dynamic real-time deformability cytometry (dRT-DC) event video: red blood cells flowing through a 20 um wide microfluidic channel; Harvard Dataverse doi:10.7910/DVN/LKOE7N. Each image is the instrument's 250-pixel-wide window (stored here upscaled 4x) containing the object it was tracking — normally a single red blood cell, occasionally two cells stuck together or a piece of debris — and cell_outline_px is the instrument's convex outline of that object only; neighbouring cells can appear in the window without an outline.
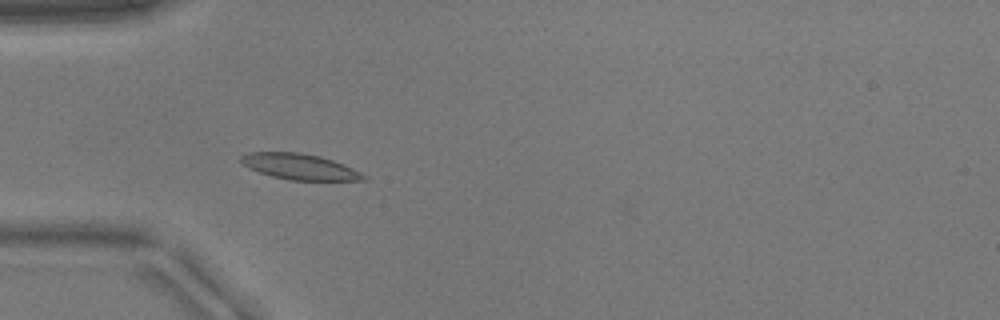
{"species": "common noctule bat (a hibernating species)", "species_latin": "Nyctalus noctula", "temperature_condition": "warm", "stored_images_in_passage": 51, "camera_frame_rate_fps": 3000, "um_per_image_px": 0.085, "animal": {"sex": "male", "body_mass_g": 17.9}, "frame": {"image": 1, "passage_image": 15, "time_ms": 4.667, "image_size_px": [1000, 320], "cell_outline_px": [[368, 180], [288, 180], [272, 176], [248, 168], [240, 164], [240, 156], [248, 152], [300, 152], [320, 156], [332, 160], [352, 168], [368, 176]], "centroid_in_image_um": [25.44, 14.16], "position_along_channel_um": 59.6, "area_um2": 18.5}}
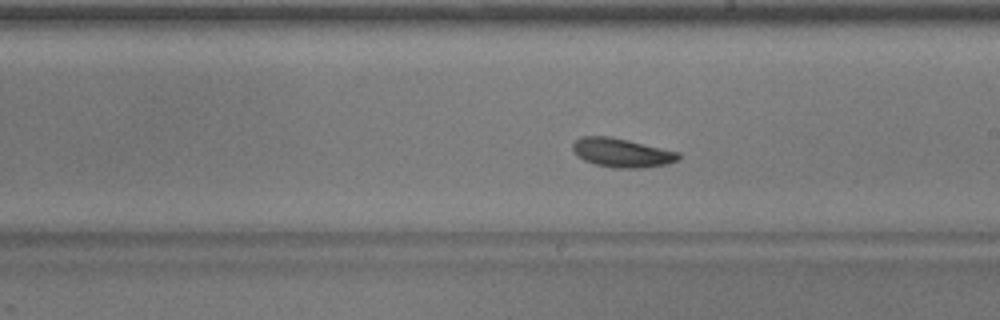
{"frame": {"image": 2, "passage_image": 29, "time_ms": 9.333, "image_size_px": [1000, 320], "cell_outline_px": [[680, 156], [676, 160], [668, 164], [644, 168], [612, 168], [596, 164], [584, 160], [576, 156], [572, 148], [572, 144], [576, 140], [584, 136], [608, 136], [628, 140], [680, 152]], "centroid_in_image_um": [52.85, 12.99], "position_along_channel_um": 236.2, "area_um2": 17.86}}
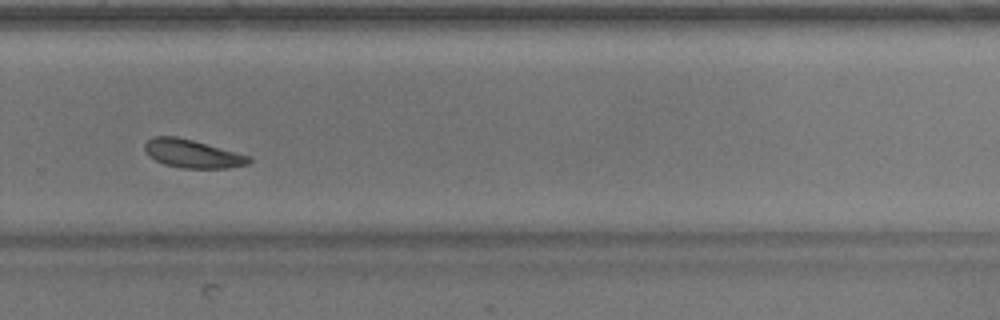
{"frame": {"image": 3, "passage_image": 35, "time_ms": 11.333, "image_size_px": [1000, 320], "cell_outline_px": [[252, 160], [248, 164], [228, 168], [184, 168], [164, 164], [156, 160], [144, 148], [144, 144], [152, 136], [176, 136], [192, 140], [236, 152], [248, 156]], "centroid_in_image_um": [16.36, 13.06], "position_along_channel_um": 313.4, "area_um2": 16.82}}